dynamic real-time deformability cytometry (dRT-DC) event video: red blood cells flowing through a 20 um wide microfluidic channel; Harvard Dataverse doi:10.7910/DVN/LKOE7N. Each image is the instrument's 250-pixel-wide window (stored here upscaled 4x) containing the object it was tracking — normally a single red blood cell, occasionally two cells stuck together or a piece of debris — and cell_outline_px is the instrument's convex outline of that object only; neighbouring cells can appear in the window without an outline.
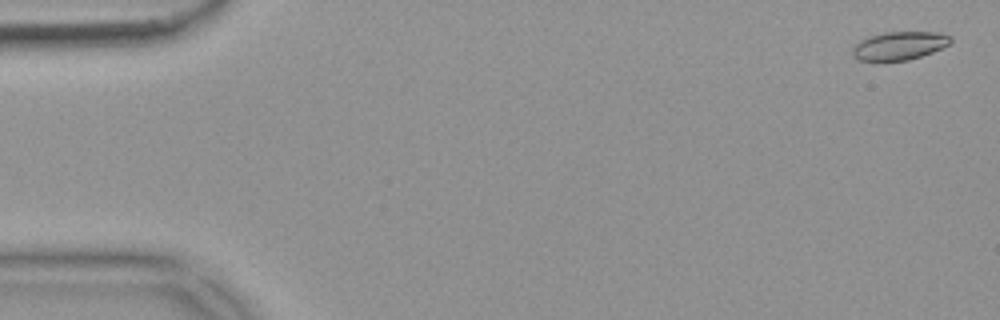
{"species": "common noctule bat (a hibernating species)", "species_latin": "Nyctalus noctula", "temperature_condition": "warm", "stored_images_in_passage": 56, "camera_frame_rate_fps": 3000, "um_per_image_px": 0.085, "animal": {"sex": "female", "body_mass_g": 18.4}, "frame": {"image": 1, "passage_image": 2, "time_ms": 0.333, "image_size_px": [1000, 320], "cell_outline_px": [[952, 40], [948, 44], [932, 52], [908, 60], [856, 60], [852, 52], [852, 48], [860, 40], [868, 36], [884, 32], [936, 32], [952, 36]], "centroid_in_image_um": [76.42, 3.87], "position_along_channel_um": 8.6, "area_um2": 16.01}}
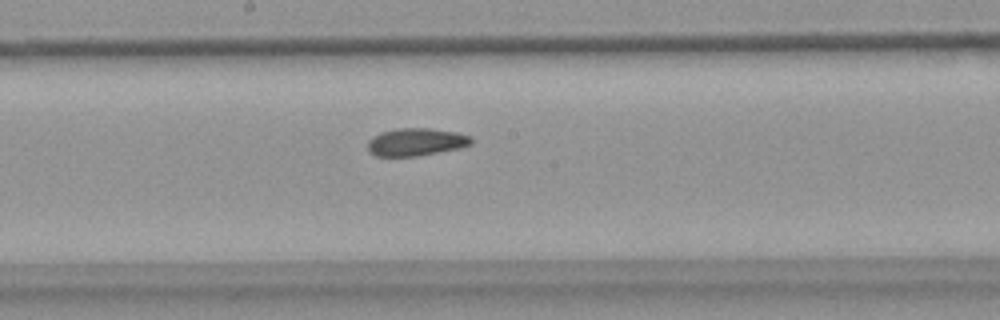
{"frame": {"image": 2, "passage_image": 30, "time_ms": 9.667, "image_size_px": [1000, 320], "cell_outline_px": [[472, 144], [460, 148], [416, 156], [376, 156], [368, 152], [368, 140], [372, 136], [380, 132], [396, 128], [428, 128], [456, 132], [472, 136]], "centroid_in_image_um": [35.34, 12.06], "position_along_channel_um": 212.9, "area_um2": 16.82}}
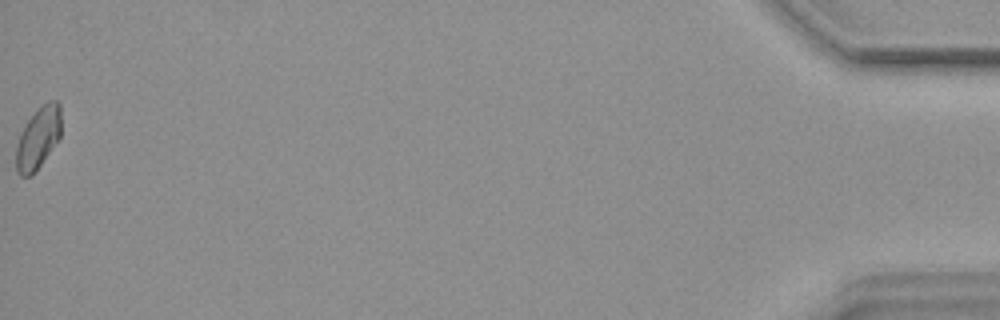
{"frame": {"image": 3, "passage_image": 56, "time_ms": 18.333, "image_size_px": [1000, 320], "cell_outline_px": [[60, 136], [32, 176], [20, 176], [16, 172], [16, 144], [20, 132], [24, 124], [36, 108], [48, 100], [56, 100], [60, 104]], "centroid_in_image_um": [3.21, 11.69], "position_along_channel_um": 432.0, "area_um2": 16.36}, "authors_computed_cell_mechanics": {"area_um2": 16.5597, "velocity_mm_per_s": 3.6863, "shape_relaxation_time_tau1_ms": null, "shape_relaxation_time_tau2_ms": 3.5807, "deformation_change_tau1": null, "deformation_change_tau2": 0.0918}}